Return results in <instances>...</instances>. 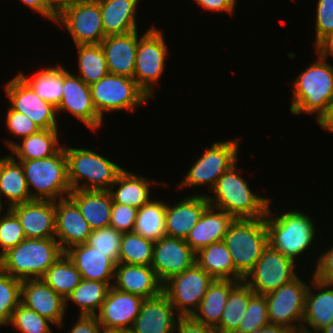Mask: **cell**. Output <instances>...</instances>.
Returning <instances> with one entry per match:
<instances>
[{
    "mask_svg": "<svg viewBox=\"0 0 333 333\" xmlns=\"http://www.w3.org/2000/svg\"><path fill=\"white\" fill-rule=\"evenodd\" d=\"M318 58L293 80L290 112L317 114L316 122L329 113L333 104V66L316 52Z\"/></svg>",
    "mask_w": 333,
    "mask_h": 333,
    "instance_id": "6da1fadb",
    "label": "cell"
},
{
    "mask_svg": "<svg viewBox=\"0 0 333 333\" xmlns=\"http://www.w3.org/2000/svg\"><path fill=\"white\" fill-rule=\"evenodd\" d=\"M236 164L226 171L211 190L207 199L211 206L226 211L235 219H257L266 216L271 199L251 191L247 181L237 171Z\"/></svg>",
    "mask_w": 333,
    "mask_h": 333,
    "instance_id": "7a4b0ae2",
    "label": "cell"
},
{
    "mask_svg": "<svg viewBox=\"0 0 333 333\" xmlns=\"http://www.w3.org/2000/svg\"><path fill=\"white\" fill-rule=\"evenodd\" d=\"M64 253L55 238H26L0 257V269L20 279H41Z\"/></svg>",
    "mask_w": 333,
    "mask_h": 333,
    "instance_id": "3957f363",
    "label": "cell"
},
{
    "mask_svg": "<svg viewBox=\"0 0 333 333\" xmlns=\"http://www.w3.org/2000/svg\"><path fill=\"white\" fill-rule=\"evenodd\" d=\"M270 204L265 216L268 231V243L275 250L281 252L298 263L297 257L310 248L315 238V222L312 217L299 210H288L275 215L270 210Z\"/></svg>",
    "mask_w": 333,
    "mask_h": 333,
    "instance_id": "277c9868",
    "label": "cell"
},
{
    "mask_svg": "<svg viewBox=\"0 0 333 333\" xmlns=\"http://www.w3.org/2000/svg\"><path fill=\"white\" fill-rule=\"evenodd\" d=\"M223 241L231 253L235 267V281H242L269 245L265 217L235 219Z\"/></svg>",
    "mask_w": 333,
    "mask_h": 333,
    "instance_id": "5b68a950",
    "label": "cell"
},
{
    "mask_svg": "<svg viewBox=\"0 0 333 333\" xmlns=\"http://www.w3.org/2000/svg\"><path fill=\"white\" fill-rule=\"evenodd\" d=\"M71 190L108 191L123 170L118 164L88 148L64 147ZM83 180V184L80 182Z\"/></svg>",
    "mask_w": 333,
    "mask_h": 333,
    "instance_id": "8992f818",
    "label": "cell"
},
{
    "mask_svg": "<svg viewBox=\"0 0 333 333\" xmlns=\"http://www.w3.org/2000/svg\"><path fill=\"white\" fill-rule=\"evenodd\" d=\"M18 161L23 168L32 199L57 201L68 197L72 191L67 177L64 146L48 158Z\"/></svg>",
    "mask_w": 333,
    "mask_h": 333,
    "instance_id": "52a82bcc",
    "label": "cell"
},
{
    "mask_svg": "<svg viewBox=\"0 0 333 333\" xmlns=\"http://www.w3.org/2000/svg\"><path fill=\"white\" fill-rule=\"evenodd\" d=\"M93 105L103 119L107 112L135 111L150 99L133 78L108 73L90 85Z\"/></svg>",
    "mask_w": 333,
    "mask_h": 333,
    "instance_id": "ba28073f",
    "label": "cell"
},
{
    "mask_svg": "<svg viewBox=\"0 0 333 333\" xmlns=\"http://www.w3.org/2000/svg\"><path fill=\"white\" fill-rule=\"evenodd\" d=\"M239 145L238 138L222 142L214 141L212 146L206 147L201 157L194 162L185 178L182 179V183L178 184V188L208 185L212 190L217 180L238 163Z\"/></svg>",
    "mask_w": 333,
    "mask_h": 333,
    "instance_id": "9c48e42d",
    "label": "cell"
},
{
    "mask_svg": "<svg viewBox=\"0 0 333 333\" xmlns=\"http://www.w3.org/2000/svg\"><path fill=\"white\" fill-rule=\"evenodd\" d=\"M168 53L163 33L154 25L139 38L134 80L150 99L154 97V85L163 75Z\"/></svg>",
    "mask_w": 333,
    "mask_h": 333,
    "instance_id": "30bf717a",
    "label": "cell"
},
{
    "mask_svg": "<svg viewBox=\"0 0 333 333\" xmlns=\"http://www.w3.org/2000/svg\"><path fill=\"white\" fill-rule=\"evenodd\" d=\"M55 24L64 27L75 45L101 44L106 37L98 0H87L63 8Z\"/></svg>",
    "mask_w": 333,
    "mask_h": 333,
    "instance_id": "8fae6325",
    "label": "cell"
},
{
    "mask_svg": "<svg viewBox=\"0 0 333 333\" xmlns=\"http://www.w3.org/2000/svg\"><path fill=\"white\" fill-rule=\"evenodd\" d=\"M213 280L195 263L184 272L167 280L163 284V293L180 316H192Z\"/></svg>",
    "mask_w": 333,
    "mask_h": 333,
    "instance_id": "7c38bea8",
    "label": "cell"
},
{
    "mask_svg": "<svg viewBox=\"0 0 333 333\" xmlns=\"http://www.w3.org/2000/svg\"><path fill=\"white\" fill-rule=\"evenodd\" d=\"M297 263L268 245L243 281L255 294L266 295L289 283L298 275Z\"/></svg>",
    "mask_w": 333,
    "mask_h": 333,
    "instance_id": "4fadbf2b",
    "label": "cell"
},
{
    "mask_svg": "<svg viewBox=\"0 0 333 333\" xmlns=\"http://www.w3.org/2000/svg\"><path fill=\"white\" fill-rule=\"evenodd\" d=\"M307 284L297 276L265 295L270 323L286 326L293 331L301 330L309 287Z\"/></svg>",
    "mask_w": 333,
    "mask_h": 333,
    "instance_id": "5bb4252c",
    "label": "cell"
},
{
    "mask_svg": "<svg viewBox=\"0 0 333 333\" xmlns=\"http://www.w3.org/2000/svg\"><path fill=\"white\" fill-rule=\"evenodd\" d=\"M4 88L12 110L27 115L41 129L58 128L56 108L40 98L18 74Z\"/></svg>",
    "mask_w": 333,
    "mask_h": 333,
    "instance_id": "9a60e30c",
    "label": "cell"
},
{
    "mask_svg": "<svg viewBox=\"0 0 333 333\" xmlns=\"http://www.w3.org/2000/svg\"><path fill=\"white\" fill-rule=\"evenodd\" d=\"M63 111L73 114L93 132L103 124L93 105L90 85L65 68L62 99L56 107L57 114Z\"/></svg>",
    "mask_w": 333,
    "mask_h": 333,
    "instance_id": "2e32d148",
    "label": "cell"
},
{
    "mask_svg": "<svg viewBox=\"0 0 333 333\" xmlns=\"http://www.w3.org/2000/svg\"><path fill=\"white\" fill-rule=\"evenodd\" d=\"M196 263V253L183 239L163 236L155 241L151 267L164 284Z\"/></svg>",
    "mask_w": 333,
    "mask_h": 333,
    "instance_id": "e0dca14e",
    "label": "cell"
},
{
    "mask_svg": "<svg viewBox=\"0 0 333 333\" xmlns=\"http://www.w3.org/2000/svg\"><path fill=\"white\" fill-rule=\"evenodd\" d=\"M144 299L140 296L119 291L111 286L97 319L104 332L131 329L141 311Z\"/></svg>",
    "mask_w": 333,
    "mask_h": 333,
    "instance_id": "ac0fdd59",
    "label": "cell"
},
{
    "mask_svg": "<svg viewBox=\"0 0 333 333\" xmlns=\"http://www.w3.org/2000/svg\"><path fill=\"white\" fill-rule=\"evenodd\" d=\"M20 303L46 317L54 325L64 326L66 300L42 279L22 280Z\"/></svg>",
    "mask_w": 333,
    "mask_h": 333,
    "instance_id": "d6986e66",
    "label": "cell"
},
{
    "mask_svg": "<svg viewBox=\"0 0 333 333\" xmlns=\"http://www.w3.org/2000/svg\"><path fill=\"white\" fill-rule=\"evenodd\" d=\"M9 209L19 219L26 238H55V201L33 199Z\"/></svg>",
    "mask_w": 333,
    "mask_h": 333,
    "instance_id": "ffe728a7",
    "label": "cell"
},
{
    "mask_svg": "<svg viewBox=\"0 0 333 333\" xmlns=\"http://www.w3.org/2000/svg\"><path fill=\"white\" fill-rule=\"evenodd\" d=\"M91 231L79 208L69 197L55 201V239L63 251L86 243Z\"/></svg>",
    "mask_w": 333,
    "mask_h": 333,
    "instance_id": "44dd1931",
    "label": "cell"
},
{
    "mask_svg": "<svg viewBox=\"0 0 333 333\" xmlns=\"http://www.w3.org/2000/svg\"><path fill=\"white\" fill-rule=\"evenodd\" d=\"M179 318L180 315L162 292L156 297L144 299L131 330L133 333H174Z\"/></svg>",
    "mask_w": 333,
    "mask_h": 333,
    "instance_id": "7402d4cb",
    "label": "cell"
},
{
    "mask_svg": "<svg viewBox=\"0 0 333 333\" xmlns=\"http://www.w3.org/2000/svg\"><path fill=\"white\" fill-rule=\"evenodd\" d=\"M114 280L113 288L143 299L156 297L163 292V284L151 266L118 263Z\"/></svg>",
    "mask_w": 333,
    "mask_h": 333,
    "instance_id": "603a6c76",
    "label": "cell"
},
{
    "mask_svg": "<svg viewBox=\"0 0 333 333\" xmlns=\"http://www.w3.org/2000/svg\"><path fill=\"white\" fill-rule=\"evenodd\" d=\"M138 36L136 30L126 34L108 35L102 40L100 45L109 73L134 79Z\"/></svg>",
    "mask_w": 333,
    "mask_h": 333,
    "instance_id": "cb8c5ba5",
    "label": "cell"
},
{
    "mask_svg": "<svg viewBox=\"0 0 333 333\" xmlns=\"http://www.w3.org/2000/svg\"><path fill=\"white\" fill-rule=\"evenodd\" d=\"M209 205L205 194L195 193L181 199L180 202L172 206L167 203L165 215L166 236L185 240Z\"/></svg>",
    "mask_w": 333,
    "mask_h": 333,
    "instance_id": "d4e9b609",
    "label": "cell"
},
{
    "mask_svg": "<svg viewBox=\"0 0 333 333\" xmlns=\"http://www.w3.org/2000/svg\"><path fill=\"white\" fill-rule=\"evenodd\" d=\"M311 283L312 286L309 284L306 293L301 329L306 332L313 330V333H318L333 321V284L321 282L314 275L311 276ZM312 287L314 288L311 289Z\"/></svg>",
    "mask_w": 333,
    "mask_h": 333,
    "instance_id": "484cf974",
    "label": "cell"
},
{
    "mask_svg": "<svg viewBox=\"0 0 333 333\" xmlns=\"http://www.w3.org/2000/svg\"><path fill=\"white\" fill-rule=\"evenodd\" d=\"M85 280H95L112 286L116 264L87 243L71 246L64 251Z\"/></svg>",
    "mask_w": 333,
    "mask_h": 333,
    "instance_id": "4316f807",
    "label": "cell"
},
{
    "mask_svg": "<svg viewBox=\"0 0 333 333\" xmlns=\"http://www.w3.org/2000/svg\"><path fill=\"white\" fill-rule=\"evenodd\" d=\"M234 220L235 218L226 211L209 205L200 220L190 230L185 242L197 253L212 243L223 241Z\"/></svg>",
    "mask_w": 333,
    "mask_h": 333,
    "instance_id": "83f0119b",
    "label": "cell"
},
{
    "mask_svg": "<svg viewBox=\"0 0 333 333\" xmlns=\"http://www.w3.org/2000/svg\"><path fill=\"white\" fill-rule=\"evenodd\" d=\"M68 197L77 205L91 230L109 227L113 201L108 191L72 190Z\"/></svg>",
    "mask_w": 333,
    "mask_h": 333,
    "instance_id": "f1b7e54d",
    "label": "cell"
},
{
    "mask_svg": "<svg viewBox=\"0 0 333 333\" xmlns=\"http://www.w3.org/2000/svg\"><path fill=\"white\" fill-rule=\"evenodd\" d=\"M106 36L138 30L136 9L140 0H98Z\"/></svg>",
    "mask_w": 333,
    "mask_h": 333,
    "instance_id": "f546056e",
    "label": "cell"
},
{
    "mask_svg": "<svg viewBox=\"0 0 333 333\" xmlns=\"http://www.w3.org/2000/svg\"><path fill=\"white\" fill-rule=\"evenodd\" d=\"M58 129H41L35 134L22 138L21 144L11 139L6 140L5 143L11 151L10 155L17 160L48 158L62 148L59 146Z\"/></svg>",
    "mask_w": 333,
    "mask_h": 333,
    "instance_id": "4dcf8cb0",
    "label": "cell"
},
{
    "mask_svg": "<svg viewBox=\"0 0 333 333\" xmlns=\"http://www.w3.org/2000/svg\"><path fill=\"white\" fill-rule=\"evenodd\" d=\"M153 183L166 184L153 179L150 181L146 177L123 169L108 192L111 194L113 203H120L138 209L151 200L150 185ZM114 187L118 188L115 190Z\"/></svg>",
    "mask_w": 333,
    "mask_h": 333,
    "instance_id": "1f68e13d",
    "label": "cell"
},
{
    "mask_svg": "<svg viewBox=\"0 0 333 333\" xmlns=\"http://www.w3.org/2000/svg\"><path fill=\"white\" fill-rule=\"evenodd\" d=\"M3 196L8 198L7 208L33 200L21 163L11 155L0 158V197Z\"/></svg>",
    "mask_w": 333,
    "mask_h": 333,
    "instance_id": "d6a6232c",
    "label": "cell"
},
{
    "mask_svg": "<svg viewBox=\"0 0 333 333\" xmlns=\"http://www.w3.org/2000/svg\"><path fill=\"white\" fill-rule=\"evenodd\" d=\"M238 282L214 279L192 317L196 321L216 328L220 324L228 295Z\"/></svg>",
    "mask_w": 333,
    "mask_h": 333,
    "instance_id": "836d02e7",
    "label": "cell"
},
{
    "mask_svg": "<svg viewBox=\"0 0 333 333\" xmlns=\"http://www.w3.org/2000/svg\"><path fill=\"white\" fill-rule=\"evenodd\" d=\"M196 263L213 279L235 280V267L224 241L200 249Z\"/></svg>",
    "mask_w": 333,
    "mask_h": 333,
    "instance_id": "e575fe53",
    "label": "cell"
},
{
    "mask_svg": "<svg viewBox=\"0 0 333 333\" xmlns=\"http://www.w3.org/2000/svg\"><path fill=\"white\" fill-rule=\"evenodd\" d=\"M29 78L22 72L18 75L33 89L44 101L51 103L55 108L60 104L63 94L64 68L60 64L36 71Z\"/></svg>",
    "mask_w": 333,
    "mask_h": 333,
    "instance_id": "d590c367",
    "label": "cell"
},
{
    "mask_svg": "<svg viewBox=\"0 0 333 333\" xmlns=\"http://www.w3.org/2000/svg\"><path fill=\"white\" fill-rule=\"evenodd\" d=\"M254 294L253 290L243 280L231 289L220 324L215 328L218 333H236L239 330L249 299Z\"/></svg>",
    "mask_w": 333,
    "mask_h": 333,
    "instance_id": "8d00e7d4",
    "label": "cell"
},
{
    "mask_svg": "<svg viewBox=\"0 0 333 333\" xmlns=\"http://www.w3.org/2000/svg\"><path fill=\"white\" fill-rule=\"evenodd\" d=\"M110 288L111 286L108 283L82 279L79 285L67 297L66 310L67 303L70 301L79 306V315L96 316Z\"/></svg>",
    "mask_w": 333,
    "mask_h": 333,
    "instance_id": "74e56055",
    "label": "cell"
},
{
    "mask_svg": "<svg viewBox=\"0 0 333 333\" xmlns=\"http://www.w3.org/2000/svg\"><path fill=\"white\" fill-rule=\"evenodd\" d=\"M166 203L150 200L138 208L134 232L152 241H157L165 233Z\"/></svg>",
    "mask_w": 333,
    "mask_h": 333,
    "instance_id": "f35d334b",
    "label": "cell"
},
{
    "mask_svg": "<svg viewBox=\"0 0 333 333\" xmlns=\"http://www.w3.org/2000/svg\"><path fill=\"white\" fill-rule=\"evenodd\" d=\"M41 279L65 300L82 280L80 272L65 253L48 268Z\"/></svg>",
    "mask_w": 333,
    "mask_h": 333,
    "instance_id": "ab89813d",
    "label": "cell"
},
{
    "mask_svg": "<svg viewBox=\"0 0 333 333\" xmlns=\"http://www.w3.org/2000/svg\"><path fill=\"white\" fill-rule=\"evenodd\" d=\"M78 53V76L87 84L98 82L109 71L104 52L100 44L75 45Z\"/></svg>",
    "mask_w": 333,
    "mask_h": 333,
    "instance_id": "60d3db41",
    "label": "cell"
},
{
    "mask_svg": "<svg viewBox=\"0 0 333 333\" xmlns=\"http://www.w3.org/2000/svg\"><path fill=\"white\" fill-rule=\"evenodd\" d=\"M155 242L138 233L125 232L119 251V263L151 266Z\"/></svg>",
    "mask_w": 333,
    "mask_h": 333,
    "instance_id": "b9f144b4",
    "label": "cell"
},
{
    "mask_svg": "<svg viewBox=\"0 0 333 333\" xmlns=\"http://www.w3.org/2000/svg\"><path fill=\"white\" fill-rule=\"evenodd\" d=\"M22 280L0 269V326L8 325L12 312L20 304Z\"/></svg>",
    "mask_w": 333,
    "mask_h": 333,
    "instance_id": "7bdbcfd3",
    "label": "cell"
},
{
    "mask_svg": "<svg viewBox=\"0 0 333 333\" xmlns=\"http://www.w3.org/2000/svg\"><path fill=\"white\" fill-rule=\"evenodd\" d=\"M52 321L35 311L19 304L12 312L9 324L22 333H53L49 324Z\"/></svg>",
    "mask_w": 333,
    "mask_h": 333,
    "instance_id": "ee69618b",
    "label": "cell"
},
{
    "mask_svg": "<svg viewBox=\"0 0 333 333\" xmlns=\"http://www.w3.org/2000/svg\"><path fill=\"white\" fill-rule=\"evenodd\" d=\"M122 234V232L110 226L92 230L86 243L96 248L97 251L103 253L117 265L119 263Z\"/></svg>",
    "mask_w": 333,
    "mask_h": 333,
    "instance_id": "f6af8a7d",
    "label": "cell"
},
{
    "mask_svg": "<svg viewBox=\"0 0 333 333\" xmlns=\"http://www.w3.org/2000/svg\"><path fill=\"white\" fill-rule=\"evenodd\" d=\"M269 322L265 295L254 294L248 303L236 333H248L261 329Z\"/></svg>",
    "mask_w": 333,
    "mask_h": 333,
    "instance_id": "bcb514c9",
    "label": "cell"
},
{
    "mask_svg": "<svg viewBox=\"0 0 333 333\" xmlns=\"http://www.w3.org/2000/svg\"><path fill=\"white\" fill-rule=\"evenodd\" d=\"M25 239L19 219L9 208L5 209L0 218V257Z\"/></svg>",
    "mask_w": 333,
    "mask_h": 333,
    "instance_id": "7dc6e473",
    "label": "cell"
},
{
    "mask_svg": "<svg viewBox=\"0 0 333 333\" xmlns=\"http://www.w3.org/2000/svg\"><path fill=\"white\" fill-rule=\"evenodd\" d=\"M315 48L325 37L333 33V0H317Z\"/></svg>",
    "mask_w": 333,
    "mask_h": 333,
    "instance_id": "c3c4849f",
    "label": "cell"
},
{
    "mask_svg": "<svg viewBox=\"0 0 333 333\" xmlns=\"http://www.w3.org/2000/svg\"><path fill=\"white\" fill-rule=\"evenodd\" d=\"M6 125L9 132L18 137L19 139L35 134L41 130V128L35 124L27 115L16 112L10 107H7Z\"/></svg>",
    "mask_w": 333,
    "mask_h": 333,
    "instance_id": "681fc988",
    "label": "cell"
},
{
    "mask_svg": "<svg viewBox=\"0 0 333 333\" xmlns=\"http://www.w3.org/2000/svg\"><path fill=\"white\" fill-rule=\"evenodd\" d=\"M137 212V208L120 203H113L109 226L122 233L132 232L135 228Z\"/></svg>",
    "mask_w": 333,
    "mask_h": 333,
    "instance_id": "f907efd6",
    "label": "cell"
},
{
    "mask_svg": "<svg viewBox=\"0 0 333 333\" xmlns=\"http://www.w3.org/2000/svg\"><path fill=\"white\" fill-rule=\"evenodd\" d=\"M314 277L324 283L333 284V246L317 257Z\"/></svg>",
    "mask_w": 333,
    "mask_h": 333,
    "instance_id": "816d5d0a",
    "label": "cell"
},
{
    "mask_svg": "<svg viewBox=\"0 0 333 333\" xmlns=\"http://www.w3.org/2000/svg\"><path fill=\"white\" fill-rule=\"evenodd\" d=\"M174 333H218V331L214 327L196 321L192 316H180Z\"/></svg>",
    "mask_w": 333,
    "mask_h": 333,
    "instance_id": "f5cc1de1",
    "label": "cell"
},
{
    "mask_svg": "<svg viewBox=\"0 0 333 333\" xmlns=\"http://www.w3.org/2000/svg\"><path fill=\"white\" fill-rule=\"evenodd\" d=\"M78 318V321L67 333H105L97 316L78 315Z\"/></svg>",
    "mask_w": 333,
    "mask_h": 333,
    "instance_id": "db71d44e",
    "label": "cell"
},
{
    "mask_svg": "<svg viewBox=\"0 0 333 333\" xmlns=\"http://www.w3.org/2000/svg\"><path fill=\"white\" fill-rule=\"evenodd\" d=\"M204 10L214 12L234 13L237 0H194Z\"/></svg>",
    "mask_w": 333,
    "mask_h": 333,
    "instance_id": "11a10c76",
    "label": "cell"
},
{
    "mask_svg": "<svg viewBox=\"0 0 333 333\" xmlns=\"http://www.w3.org/2000/svg\"><path fill=\"white\" fill-rule=\"evenodd\" d=\"M34 12L55 23L58 13L53 9L50 0H20Z\"/></svg>",
    "mask_w": 333,
    "mask_h": 333,
    "instance_id": "9f6ffc18",
    "label": "cell"
},
{
    "mask_svg": "<svg viewBox=\"0 0 333 333\" xmlns=\"http://www.w3.org/2000/svg\"><path fill=\"white\" fill-rule=\"evenodd\" d=\"M314 49L324 59H327L329 55L333 57V33L325 37Z\"/></svg>",
    "mask_w": 333,
    "mask_h": 333,
    "instance_id": "6f0895ef",
    "label": "cell"
},
{
    "mask_svg": "<svg viewBox=\"0 0 333 333\" xmlns=\"http://www.w3.org/2000/svg\"><path fill=\"white\" fill-rule=\"evenodd\" d=\"M294 331L290 328L283 326L268 323L260 329V333H293Z\"/></svg>",
    "mask_w": 333,
    "mask_h": 333,
    "instance_id": "680465c9",
    "label": "cell"
},
{
    "mask_svg": "<svg viewBox=\"0 0 333 333\" xmlns=\"http://www.w3.org/2000/svg\"><path fill=\"white\" fill-rule=\"evenodd\" d=\"M84 1H87V0H50V3L52 5L53 9L57 13H59L66 6L76 4V3H80V2H84Z\"/></svg>",
    "mask_w": 333,
    "mask_h": 333,
    "instance_id": "91938a15",
    "label": "cell"
},
{
    "mask_svg": "<svg viewBox=\"0 0 333 333\" xmlns=\"http://www.w3.org/2000/svg\"><path fill=\"white\" fill-rule=\"evenodd\" d=\"M320 127L333 133V104L330 107L329 113L319 123Z\"/></svg>",
    "mask_w": 333,
    "mask_h": 333,
    "instance_id": "94428289",
    "label": "cell"
},
{
    "mask_svg": "<svg viewBox=\"0 0 333 333\" xmlns=\"http://www.w3.org/2000/svg\"><path fill=\"white\" fill-rule=\"evenodd\" d=\"M318 333H333V321L323 329H321Z\"/></svg>",
    "mask_w": 333,
    "mask_h": 333,
    "instance_id": "6125c7cd",
    "label": "cell"
},
{
    "mask_svg": "<svg viewBox=\"0 0 333 333\" xmlns=\"http://www.w3.org/2000/svg\"><path fill=\"white\" fill-rule=\"evenodd\" d=\"M105 333H133V331L131 329H121V330L106 331Z\"/></svg>",
    "mask_w": 333,
    "mask_h": 333,
    "instance_id": "be15d7a7",
    "label": "cell"
},
{
    "mask_svg": "<svg viewBox=\"0 0 333 333\" xmlns=\"http://www.w3.org/2000/svg\"><path fill=\"white\" fill-rule=\"evenodd\" d=\"M3 206H4V204H3L2 199H1V197H0V214H1L0 216H1V217L3 216V215H2V212H3V210H2V209H3ZM1 217H0V218H1Z\"/></svg>",
    "mask_w": 333,
    "mask_h": 333,
    "instance_id": "e7e4bbea",
    "label": "cell"
},
{
    "mask_svg": "<svg viewBox=\"0 0 333 333\" xmlns=\"http://www.w3.org/2000/svg\"><path fill=\"white\" fill-rule=\"evenodd\" d=\"M293 333H312V332H306V331L301 329V330L294 331Z\"/></svg>",
    "mask_w": 333,
    "mask_h": 333,
    "instance_id": "03108f58",
    "label": "cell"
},
{
    "mask_svg": "<svg viewBox=\"0 0 333 333\" xmlns=\"http://www.w3.org/2000/svg\"><path fill=\"white\" fill-rule=\"evenodd\" d=\"M248 333H260V329L256 330V331L248 332Z\"/></svg>",
    "mask_w": 333,
    "mask_h": 333,
    "instance_id": "003e7915",
    "label": "cell"
}]
</instances>
